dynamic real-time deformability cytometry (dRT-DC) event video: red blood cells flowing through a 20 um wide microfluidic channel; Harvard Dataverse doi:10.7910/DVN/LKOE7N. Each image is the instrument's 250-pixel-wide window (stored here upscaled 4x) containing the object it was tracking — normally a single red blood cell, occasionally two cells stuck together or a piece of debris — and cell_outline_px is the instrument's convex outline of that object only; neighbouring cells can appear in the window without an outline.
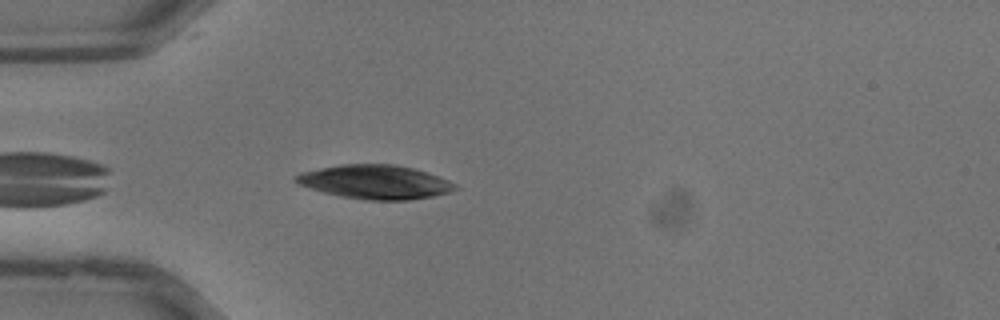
{"species": "common noctule bat (a hibernating species)", "species_latin": "Nyctalus noctula", "temperature_condition": "warm", "stored_images_in_passage": 28, "camera_frame_rate_fps": 3000, "um_per_image_px": 0.085, "animal": {"sex": "male", "body_mass_g": 13.3}, "frame": {"image": 1, "passage_image": 2, "time_ms": 0.333, "image_size_px": [1000, 320], "cell_outline_px": [[460, 188], [448, 192], [432, 196], [408, 200], [368, 200], [340, 196], [324, 192], [300, 184], [292, 180], [292, 176], [300, 172], [340, 164], [396, 164], [412, 168], [448, 180], [456, 184]], "centroid_in_image_um": [31.86, 15.46], "position_along_channel_um": 53.1, "area_um2": 31.33}}
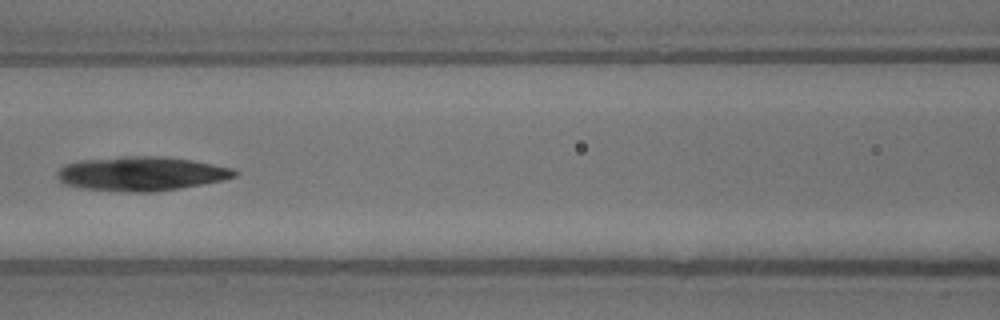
{"frame": {"image": 2, "passage_image": 8, "time_ms": 2.333, "image_size_px": [1000, 320], "cell_outline_px": [[236, 176], [224, 180], [180, 188], [156, 192], [132, 192], [84, 188], [64, 184], [56, 176], [56, 172], [64, 164], [80, 160], [120, 156], [164, 156], [192, 160], [232, 168], [236, 172]], "centroid_in_image_um": [11.99, 14.75], "position_along_channel_um": 154.6, "area_um2": 35.37}}
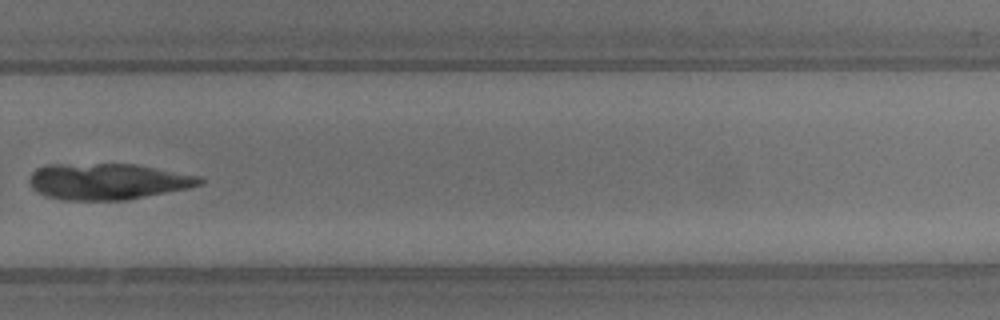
{"frame": {"image": 3, "passage_image": 17, "time_ms": 5.333, "image_size_px": [1000, 320], "cell_outline_px": [[204, 184], [188, 188], [124, 200], [64, 200], [44, 196], [32, 188], [28, 184], [28, 176], [36, 168], [44, 164], [136, 164], [200, 176], [204, 180]], "centroid_in_image_um": [9.1, 15.41], "position_along_channel_um": 320.7, "area_um2": 36.24}}